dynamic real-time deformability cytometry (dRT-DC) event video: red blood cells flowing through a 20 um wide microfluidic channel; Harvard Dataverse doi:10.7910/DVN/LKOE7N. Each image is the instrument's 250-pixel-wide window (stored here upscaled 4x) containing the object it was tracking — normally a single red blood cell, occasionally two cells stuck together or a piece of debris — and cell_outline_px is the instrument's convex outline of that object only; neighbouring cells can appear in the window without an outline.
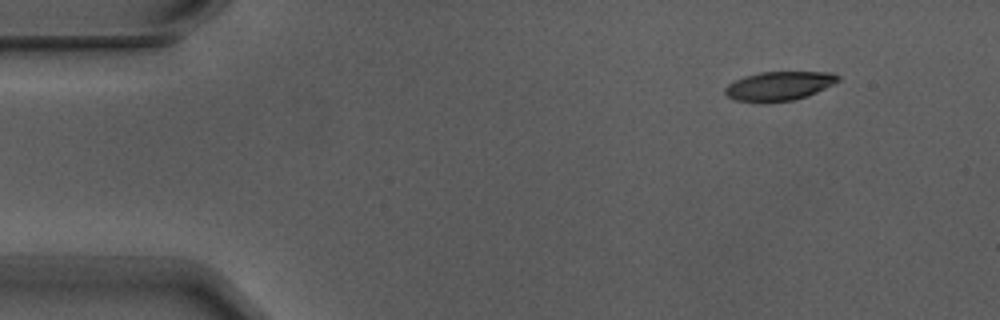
{"species": "Egyptian fruit bat (a non-hibernating species)", "species_latin": "Rousettus aegyptiacus", "temperature_condition": "warm", "stored_images_in_passage": 5, "camera_frame_rate_fps": 3000, "um_per_image_px": 0.085, "animal": {"sex": "male"}, "frame": {"image": 1, "passage_image": 2, "time_ms": 0.333, "image_size_px": [1000, 320], "cell_outline_px": [[840, 80], [808, 96], [792, 100], [736, 100], [728, 96], [724, 92], [724, 88], [728, 84], [744, 76], [760, 72], [832, 72], [840, 76]], "centroid_in_image_um": [66.25, 7.26], "position_along_channel_um": 18.7, "area_um2": 18.5}}
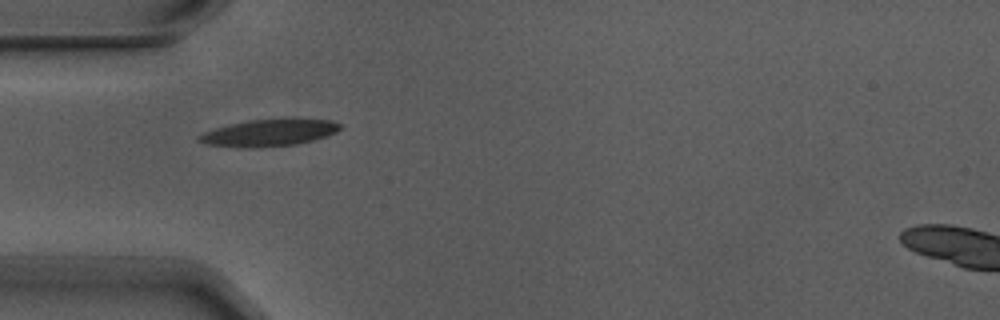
{"frame": {"image": 2, "passage_image": 4, "time_ms": 1.0, "image_size_px": [1000, 320], "cell_outline_px": [[344, 128], [336, 132], [312, 140], [296, 144], [252, 148], [248, 148], [208, 144], [196, 140], [196, 136], [204, 132], [216, 128], [248, 120], [284, 116], [288, 116], [328, 120], [340, 124]], "centroid_in_image_um": [22.91, 11.24], "position_along_channel_um": 62.1, "area_um2": 22.66}}